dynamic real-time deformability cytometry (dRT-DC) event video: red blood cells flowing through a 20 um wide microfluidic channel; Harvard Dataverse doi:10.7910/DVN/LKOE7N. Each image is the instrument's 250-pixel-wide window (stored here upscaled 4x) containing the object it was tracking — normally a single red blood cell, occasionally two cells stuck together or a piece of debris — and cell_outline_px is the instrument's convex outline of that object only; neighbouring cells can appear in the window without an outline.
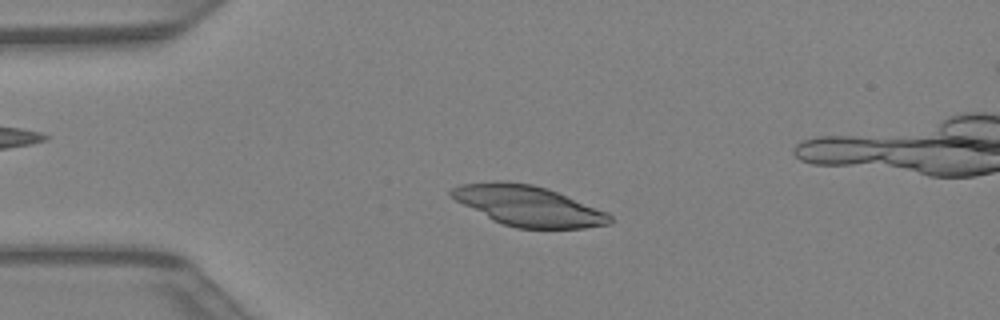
{"species": "Egyptian fruit bat (a non-hibernating species)", "species_latin": "Rousettus aegyptiacus", "temperature_condition": "warm", "stored_images_in_passage": 42, "camera_frame_rate_fps": 3000, "um_per_image_px": 0.085, "animal": {"sex": "female"}, "frame": {"image": 1, "passage_image": 9, "time_ms": 2.667, "image_size_px": [1000, 320], "cell_outline_px": [[612, 224], [584, 228], [516, 228], [492, 220], [456, 200], [448, 192], [452, 188], [460, 184], [532, 184], [548, 188], [608, 212], [612, 216]], "centroid_in_image_um": [45.0, 17.54], "position_along_channel_um": 40.0, "area_um2": 36.18}}